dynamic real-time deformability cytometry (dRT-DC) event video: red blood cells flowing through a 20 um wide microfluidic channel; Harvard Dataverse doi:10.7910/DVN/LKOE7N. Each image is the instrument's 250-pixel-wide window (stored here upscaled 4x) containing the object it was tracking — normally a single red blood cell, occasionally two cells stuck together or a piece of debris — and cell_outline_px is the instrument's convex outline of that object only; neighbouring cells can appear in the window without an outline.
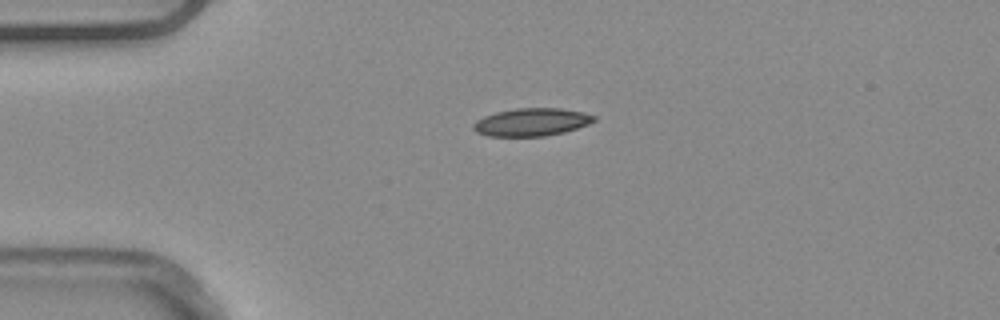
{"species": "common noctule bat (a hibernating species)", "species_latin": "Nyctalus noctula", "temperature_condition": "warm", "stored_images_in_passage": 41, "camera_frame_rate_fps": 3000, "um_per_image_px": 0.085, "animal": {"sex": "male", "body_mass_g": 20.4}, "frame": {"image": 1, "passage_image": 1, "time_ms": 0.0, "image_size_px": [1000, 320], "cell_outline_px": [[596, 120], [588, 124], [564, 132], [544, 136], [488, 136], [476, 132], [472, 128], [472, 124], [476, 120], [484, 116], [496, 112], [516, 108], [560, 108], [584, 112], [596, 116]], "centroid_in_image_um": [45.17, 10.37], "position_along_channel_um": 39.8, "area_um2": 19.59}}
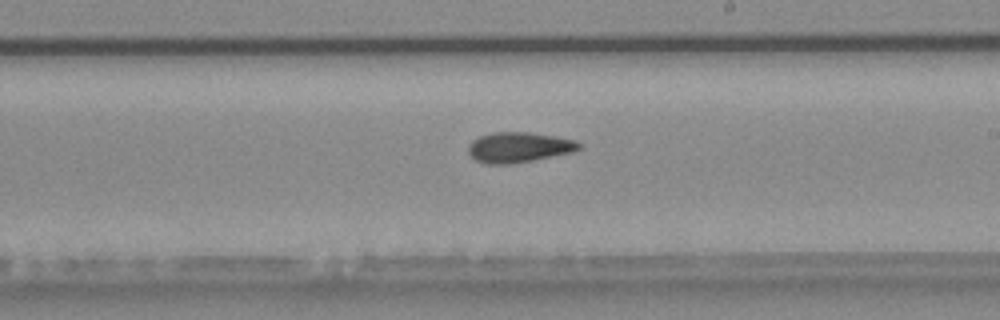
{"frame": {"image": 2, "passage_image": 19, "time_ms": 6.0, "image_size_px": [1000, 320], "cell_outline_px": [[584, 148], [572, 152], [532, 160], [508, 164], [484, 164], [476, 160], [468, 152], [468, 144], [472, 140], [480, 136], [492, 132], [528, 132], [556, 136], [576, 140], [584, 144]], "centroid_in_image_um": [44.13, 12.51], "position_along_channel_um": 244.9, "area_um2": 19.71}}
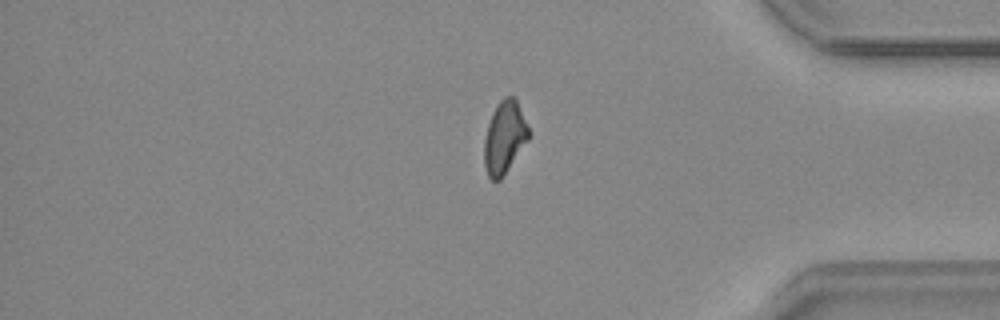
{"frame": {"image": 3, "passage_image": 32, "time_ms": 10.333, "image_size_px": [1000, 320], "cell_outline_px": [[532, 132], [528, 140], [504, 176], [500, 180], [492, 180], [488, 176], [484, 168], [484, 140], [488, 124], [492, 112], [496, 104], [504, 96], [512, 96], [516, 100]], "centroid_in_image_um": [42.89, 11.68], "position_along_channel_um": 392.3, "area_um2": 19.07}, "authors_computed_cell_mechanics": {"area_um2": 19.1896, "velocity_mm_per_s": 3.9025, "shape_relaxation_time_tau1_ms": null, "shape_relaxation_time_tau2_ms": 7.1234, "deformation_change_tau1": null, "deformation_change_tau2": 0.1527}}